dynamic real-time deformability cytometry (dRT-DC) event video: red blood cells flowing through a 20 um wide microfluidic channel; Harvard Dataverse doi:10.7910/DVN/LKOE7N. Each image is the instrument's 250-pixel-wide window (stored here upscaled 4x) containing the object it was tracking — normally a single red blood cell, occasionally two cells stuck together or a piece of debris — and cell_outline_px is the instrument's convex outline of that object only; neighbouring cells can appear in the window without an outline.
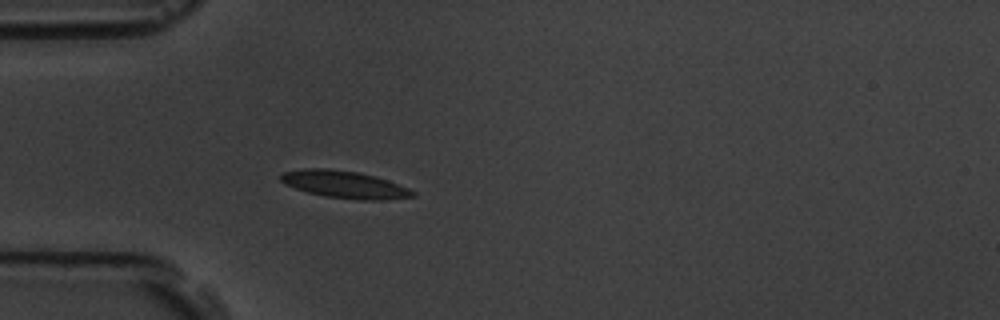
{"species": "common noctule bat (a hibernating species)", "species_latin": "Nyctalus noctula", "temperature_condition": "room temperature", "stored_images_in_passage": 1, "camera_frame_rate_fps": 3000, "um_per_image_px": 0.085, "animal": {"sex": "male", "body_mass_g": 19.5, "forearm_length_mm": 54.6}, "frame": {"image": 1, "passage_image": 1, "time_ms": 0.0, "image_size_px": [1000, 320], "cell_outline_px": [[416, 196], [384, 200], [356, 200], [324, 196], [308, 192], [284, 184], [280, 180], [280, 176], [284, 172], [304, 168], [328, 168], [356, 172], [376, 176], [388, 180], [408, 188], [416, 192]], "centroid_in_image_um": [29.3, 15.68], "position_along_channel_um": 55.7, "area_um2": 21.04}}